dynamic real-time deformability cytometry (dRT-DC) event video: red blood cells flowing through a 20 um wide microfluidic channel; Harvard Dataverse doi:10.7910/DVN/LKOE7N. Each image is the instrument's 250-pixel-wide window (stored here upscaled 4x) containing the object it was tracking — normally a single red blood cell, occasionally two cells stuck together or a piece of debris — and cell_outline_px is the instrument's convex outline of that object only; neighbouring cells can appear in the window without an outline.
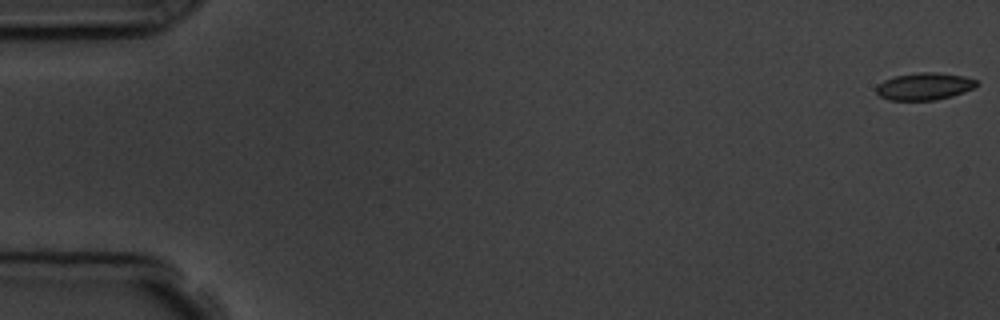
{"species": "common noctule bat (a hibernating species)", "species_latin": "Nyctalus noctula", "temperature_condition": "room temperature", "stored_images_in_passage": 5, "camera_frame_rate_fps": 3000, "um_per_image_px": 0.085, "animal": {"sex": "male", "body_mass_g": 19.5, "forearm_length_mm": 54.6}, "frame": {"image": 1, "passage_image": 1, "time_ms": 0.0, "image_size_px": [1000, 320], "cell_outline_px": [[980, 84], [964, 92], [952, 96], [936, 100], [888, 100], [880, 96], [876, 92], [876, 88], [884, 80], [896, 76], [920, 72], [936, 72], [964, 76], [976, 80]], "centroid_in_image_um": [78.59, 7.34], "position_along_channel_um": 6.4, "area_um2": 15.84}}
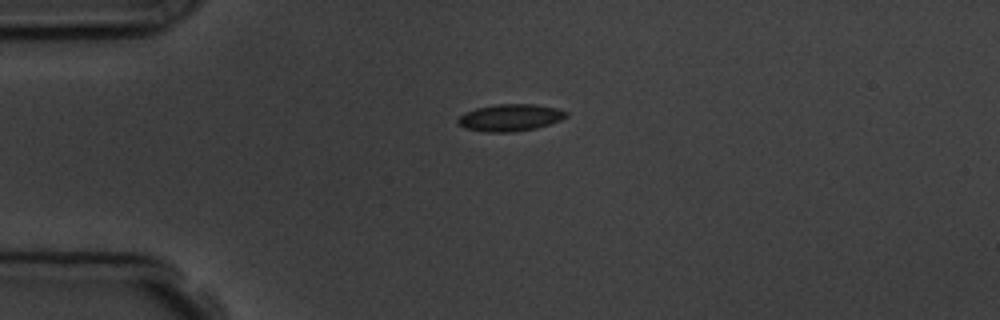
{"frame": {"image": 2, "passage_image": 4, "time_ms": 4.333, "image_size_px": [1000, 320], "cell_outline_px": [[568, 116], [560, 120], [536, 128], [512, 132], [484, 132], [464, 128], [456, 120], [464, 112], [476, 108], [496, 104], [536, 104], [556, 108], [568, 112]], "centroid_in_image_um": [43.35, 9.99], "position_along_channel_um": 41.7, "area_um2": 17.05}}